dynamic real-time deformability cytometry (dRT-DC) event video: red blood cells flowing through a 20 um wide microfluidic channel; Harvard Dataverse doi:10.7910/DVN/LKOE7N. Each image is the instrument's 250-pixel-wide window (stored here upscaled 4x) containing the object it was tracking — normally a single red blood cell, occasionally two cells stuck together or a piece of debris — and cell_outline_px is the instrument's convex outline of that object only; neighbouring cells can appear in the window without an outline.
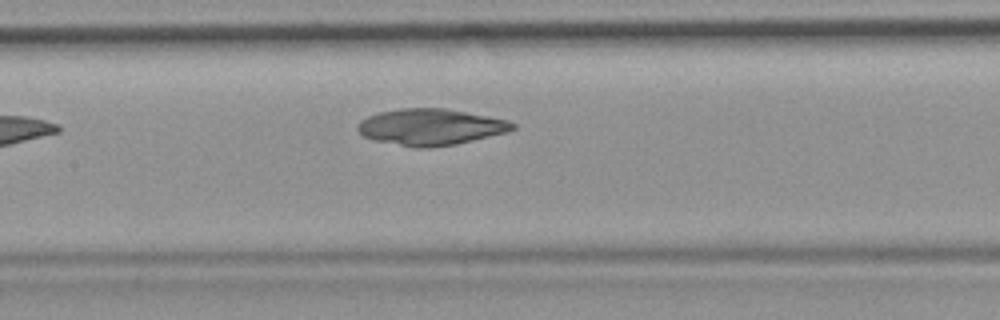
{"species": "common noctule bat (a hibernating species)", "species_latin": "Nyctalus noctula", "temperature_condition": "room temperature", "stored_images_in_passage": 4, "camera_frame_rate_fps": 3000, "um_per_image_px": 0.085, "animal": {"sex": "female", "body_mass_g": 19.9}, "frame": {"image": 1, "passage_image": 4, "time_ms": 3.667, "image_size_px": [1000, 320], "cell_outline_px": [[516, 128], [508, 132], [456, 144], [428, 148], [416, 148], [372, 140], [364, 136], [356, 128], [356, 124], [360, 120], [368, 116], [380, 112], [400, 108], [444, 108], [488, 116], [508, 120], [516, 124]], "centroid_in_image_um": [36.59, 10.8], "position_along_channel_um": 170.8, "area_um2": 32.95}}